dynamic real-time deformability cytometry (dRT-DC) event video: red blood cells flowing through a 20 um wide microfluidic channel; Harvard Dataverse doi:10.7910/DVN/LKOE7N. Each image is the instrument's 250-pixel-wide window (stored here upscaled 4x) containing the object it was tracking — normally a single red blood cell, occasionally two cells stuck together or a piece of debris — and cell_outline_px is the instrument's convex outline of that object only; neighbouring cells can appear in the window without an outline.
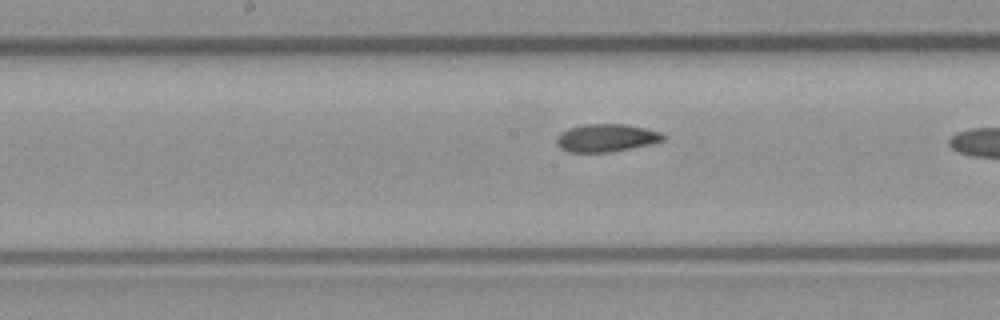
{"species": "common noctule bat (a hibernating species)", "species_latin": "Nyctalus noctula", "temperature_condition": "room temperature", "stored_images_in_passage": 30, "camera_frame_rate_fps": 3000, "um_per_image_px": 0.085, "animal": {"sex": "male", "body_mass_g": 23.1, "forearm_length_mm": 52.7}, "frame": {"image": 1, "passage_image": 22, "time_ms": 7.0, "image_size_px": [1000, 320], "cell_outline_px": [[664, 140], [648, 144], [608, 152], [568, 152], [560, 148], [556, 144], [556, 136], [560, 132], [568, 128], [584, 124], [628, 124], [648, 128], [660, 132], [664, 136]], "centroid_in_image_um": [51.48, 11.7], "position_along_channel_um": 196.7, "area_um2": 17.28}}
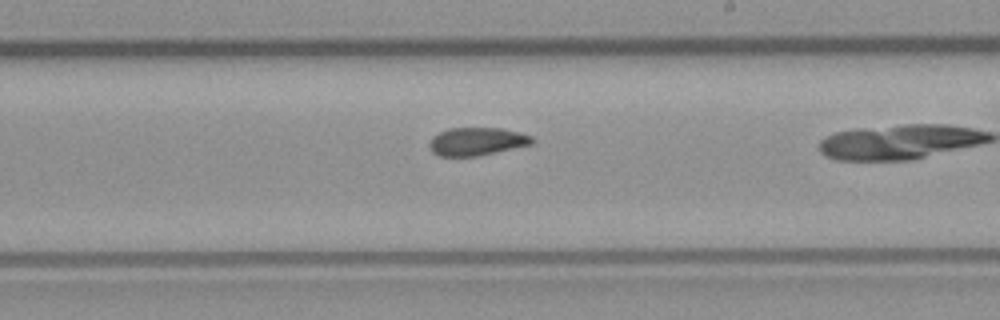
{"frame": {"image": 2, "passage_image": 26, "time_ms": 8.333, "image_size_px": [1000, 320], "cell_outline_px": [[536, 140], [532, 144], [476, 156], [440, 156], [432, 152], [428, 144], [432, 136], [448, 128], [500, 128], [532, 136]], "centroid_in_image_um": [40.5, 12.02], "position_along_channel_um": 248.5, "area_um2": 16.65}}